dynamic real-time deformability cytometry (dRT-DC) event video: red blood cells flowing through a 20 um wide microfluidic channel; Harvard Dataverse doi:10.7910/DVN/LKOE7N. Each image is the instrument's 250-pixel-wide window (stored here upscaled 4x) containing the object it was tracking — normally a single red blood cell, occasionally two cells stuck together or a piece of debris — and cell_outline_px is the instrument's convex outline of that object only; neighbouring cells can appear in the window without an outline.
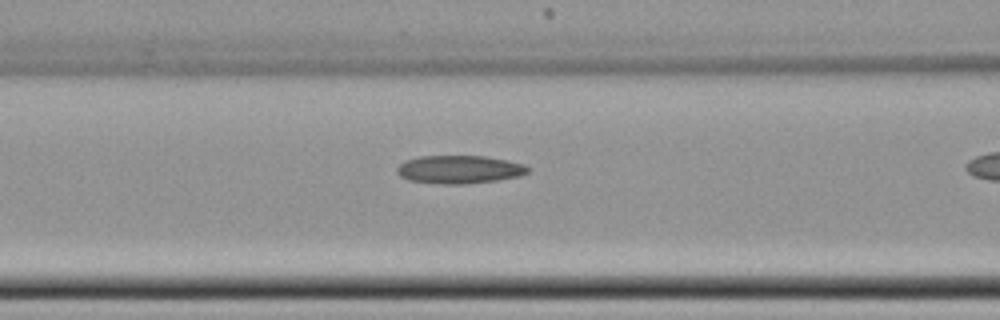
{"species": "common noctule bat (a hibernating species)", "species_latin": "Nyctalus noctula", "temperature_condition": "cold", "stored_images_in_passage": 14, "camera_frame_rate_fps": 3000, "um_per_image_px": 0.085, "animal": {"sex": "female", "body_mass_g": 22.7, "forearm_length_mm": 54.2}, "frame": {"image": 1, "passage_image": 12, "time_ms": 3.667, "image_size_px": [1000, 320], "cell_outline_px": [[528, 172], [520, 176], [496, 180], [468, 184], [440, 184], [408, 180], [400, 176], [396, 172], [396, 168], [404, 160], [420, 156], [484, 156], [508, 160], [524, 164], [528, 168]], "centroid_in_image_um": [39.01, 14.4], "position_along_channel_um": 127.6, "area_um2": 21.56}}